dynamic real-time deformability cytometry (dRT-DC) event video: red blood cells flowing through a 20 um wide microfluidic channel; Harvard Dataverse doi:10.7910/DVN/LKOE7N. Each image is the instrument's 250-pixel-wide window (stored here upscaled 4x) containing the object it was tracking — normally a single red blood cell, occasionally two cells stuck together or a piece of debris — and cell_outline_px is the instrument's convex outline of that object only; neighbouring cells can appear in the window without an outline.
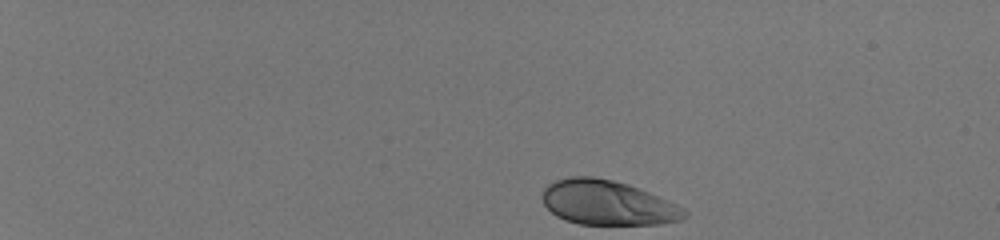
{"species": "human", "species_latin": "Homo sapiens", "temperature_condition": "room temperature", "stored_images_in_passage": 43, "camera_frame_rate_fps": 3000, "um_per_image_px": 0.085, "donor": {"sex": "male"}, "frame": {"image": 1, "passage_image": 1, "time_ms": 0.0, "image_size_px": [1000, 240], "cell_outline_px": [[688, 216], [680, 220], [660, 224], [580, 224], [564, 220], [556, 216], [544, 204], [544, 188], [548, 184], [556, 180], [568, 176], [592, 176], [612, 180], [628, 184], [648, 192], [676, 204], [684, 208], [688, 212]], "centroid_in_image_um": [51.65, 17.23], "position_along_channel_um": 33.3, "area_um2": 36.82}}
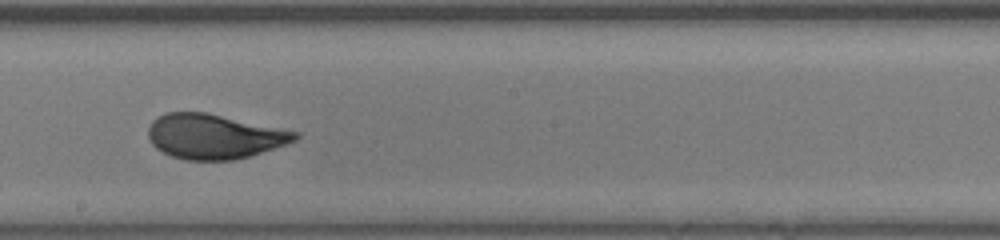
{"frame": {"image": 2, "passage_image": 25, "time_ms": 8.0, "image_size_px": [1000, 240], "cell_outline_px": [[300, 136], [296, 140], [288, 144], [236, 160], [184, 160], [172, 156], [156, 148], [152, 144], [148, 136], [148, 128], [152, 120], [168, 112], [208, 112], [300, 132]], "centroid_in_image_um": [18.23, 11.59], "position_along_channel_um": 230.0, "area_um2": 38.49}}
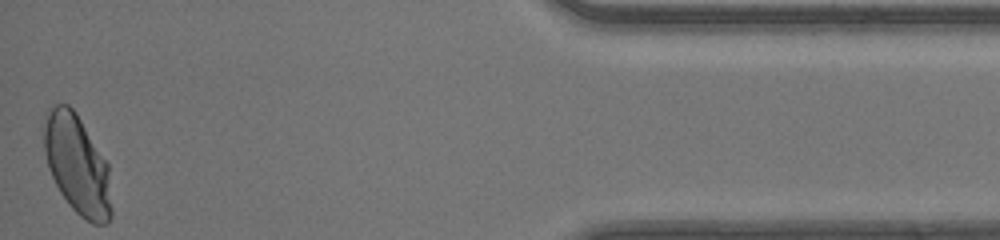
{"frame": {"image": 3, "passage_image": 43, "time_ms": 14.0, "image_size_px": [1000, 240], "cell_outline_px": [[112, 216], [108, 224], [92, 224], [80, 216], [68, 204], [60, 192], [48, 168], [44, 152], [44, 116], [48, 108], [56, 104], [68, 104], [76, 112], [108, 164], [112, 208]], "centroid_in_image_um": [6.56, 14.01], "position_along_channel_um": 428.6, "area_um2": 39.3}, "authors_computed_cell_mechanics": {"area_um2": 38.0902, "velocity_mm_per_s": 4.1536, "shape_relaxation_time_tau1_ms": 5.1608, "shape_relaxation_time_tau2_ms": null, "deformation_change_tau1": 0.1909, "deformation_change_tau2": null}}